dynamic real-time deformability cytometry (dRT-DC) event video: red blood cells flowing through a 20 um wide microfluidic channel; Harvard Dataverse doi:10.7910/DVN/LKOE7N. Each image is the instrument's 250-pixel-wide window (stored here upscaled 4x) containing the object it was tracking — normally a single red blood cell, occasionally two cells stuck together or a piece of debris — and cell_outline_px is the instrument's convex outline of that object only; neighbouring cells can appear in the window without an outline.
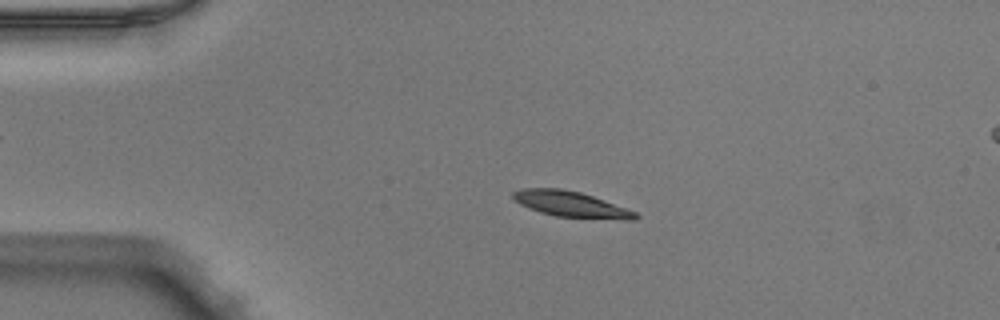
{"species": "Egyptian fruit bat (a non-hibernating species)", "species_latin": "Rousettus aegyptiacus", "temperature_condition": "warm", "stored_images_in_passage": 51, "camera_frame_rate_fps": 3000, "um_per_image_px": 0.085, "animal": {"sex": "male"}, "frame": {"image": 1, "passage_image": 11, "time_ms": 3.333, "image_size_px": [1000, 320], "cell_outline_px": [[640, 216], [632, 220], [628, 220], [556, 216], [540, 212], [528, 208], [520, 204], [512, 196], [512, 192], [520, 188], [560, 188], [580, 192], [604, 200], [636, 212]], "centroid_in_image_um": [48.51, 17.35], "position_along_channel_um": 36.5, "area_um2": 18.21}}
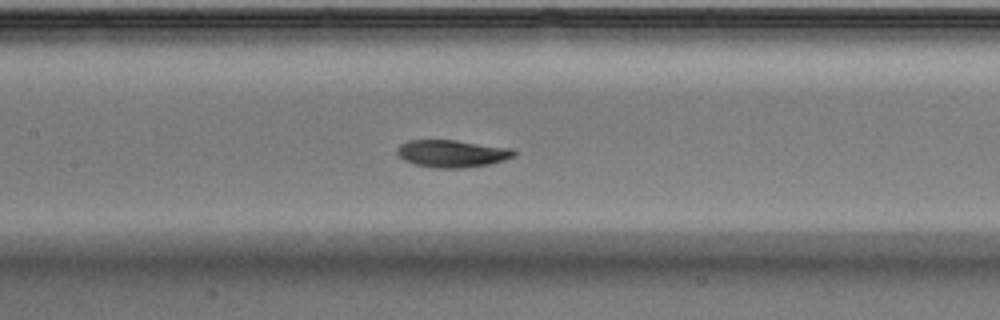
{"frame": {"image": 2, "passage_image": 24, "time_ms": 7.667, "image_size_px": [1000, 320], "cell_outline_px": [[516, 156], [492, 164], [464, 168], [432, 168], [416, 164], [404, 160], [396, 152], [396, 148], [400, 144], [408, 140], [456, 140], [512, 148], [516, 152]], "centroid_in_image_um": [38.45, 13.05], "position_along_channel_um": 169.0, "area_um2": 18.84}}
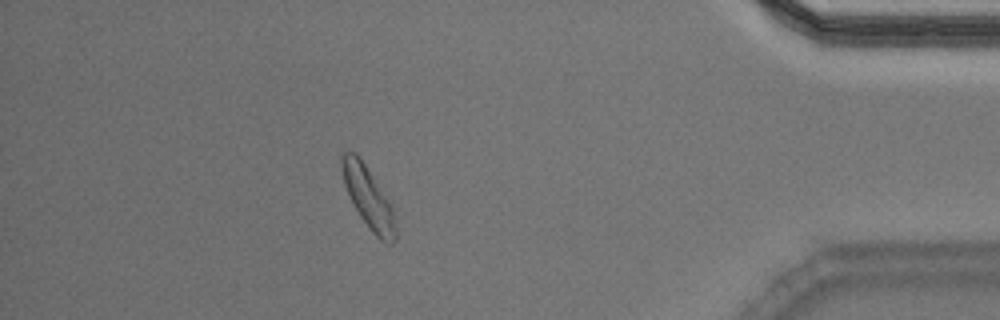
{"frame": {"image": 3, "passage_image": 45, "time_ms": 14.667, "image_size_px": [1000, 320], "cell_outline_px": [[396, 240], [392, 244], [380, 240], [368, 228], [360, 216], [344, 184], [340, 168], [340, 152], [356, 152], [392, 204], [396, 216]], "centroid_in_image_um": [31.32, 16.8], "position_along_channel_um": 403.9, "area_um2": 19.36}, "authors_computed_cell_mechanics": {"area_um2": 18.2648, "velocity_mm_per_s": 3.9659, "shape_relaxation_time_tau1_ms": 3.1289, "shape_relaxation_time_tau2_ms": 5.5928, "deformation_change_tau1": 0.1569, "deformation_change_tau2": 0.0618}}